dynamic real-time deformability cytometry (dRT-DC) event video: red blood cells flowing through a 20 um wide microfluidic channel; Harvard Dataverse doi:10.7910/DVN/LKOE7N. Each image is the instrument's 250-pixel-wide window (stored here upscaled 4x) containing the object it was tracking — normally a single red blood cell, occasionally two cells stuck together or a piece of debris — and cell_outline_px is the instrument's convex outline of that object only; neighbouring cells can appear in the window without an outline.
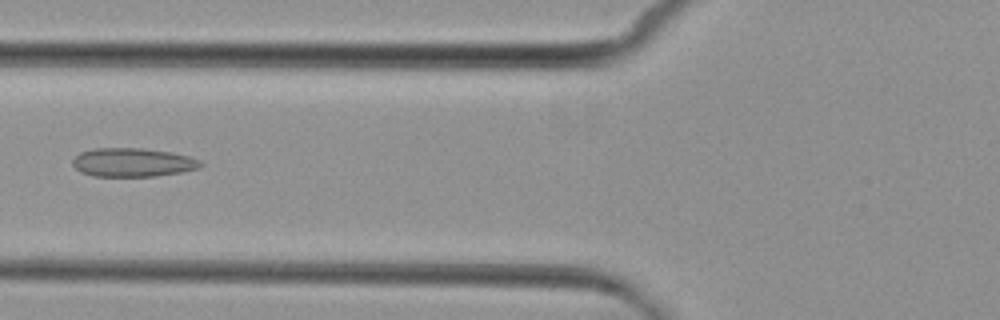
{"species": "common noctule bat (a hibernating species)", "species_latin": "Nyctalus noctula", "temperature_condition": "cold", "stored_images_in_passage": 6, "camera_frame_rate_fps": 3000, "um_per_image_px": 0.085, "animal": {"sex": "female", "body_mass_g": 29.2, "forearm_length_mm": 56.3}, "frame": {"image": 1, "passage_image": 5, "time_ms": 5.667, "image_size_px": [1000, 320], "cell_outline_px": [[204, 164], [200, 168], [180, 172], [156, 176], [92, 176], [80, 172], [72, 164], [72, 160], [80, 152], [92, 148], [144, 148], [172, 152], [188, 156], [200, 160]], "centroid_in_image_um": [11.28, 13.8], "position_along_channel_um": 114.5, "area_um2": 21.56}}
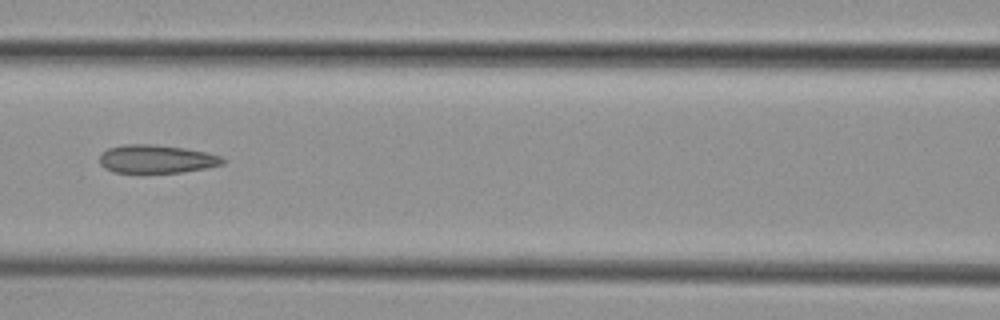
{"frame": {"image": 2, "passage_image": 6, "time_ms": 6.667, "image_size_px": [1000, 320], "cell_outline_px": [[228, 160], [224, 164], [208, 168], [180, 172], [112, 172], [104, 168], [100, 164], [100, 156], [108, 148], [124, 144], [152, 144], [184, 148], [208, 152], [220, 156]], "centroid_in_image_um": [13.34, 13.51], "position_along_channel_um": 153.3, "area_um2": 20.35}}